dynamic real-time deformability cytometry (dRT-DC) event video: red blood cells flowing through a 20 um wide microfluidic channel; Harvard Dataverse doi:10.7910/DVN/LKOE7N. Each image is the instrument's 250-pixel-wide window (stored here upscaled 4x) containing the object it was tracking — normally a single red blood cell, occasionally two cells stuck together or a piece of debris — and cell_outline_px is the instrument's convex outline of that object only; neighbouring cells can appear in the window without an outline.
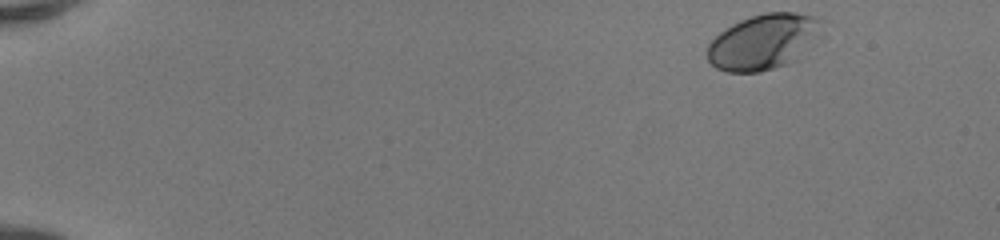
{"species": "human", "species_latin": "Homo sapiens", "temperature_condition": "room temperature", "stored_images_in_passage": 46, "camera_frame_rate_fps": 3000, "um_per_image_px": 0.085, "donor": {"sex": "female"}, "frame": {"image": 1, "passage_image": 1, "time_ms": 0.0, "image_size_px": [1000, 240], "cell_outline_px": [[828, 36], [824, 40], [784, 64], [760, 72], [728, 72], [716, 68], [708, 60], [708, 44], [720, 32], [732, 24], [740, 20], [764, 12], [796, 12], [812, 16], [820, 20], [824, 24]], "centroid_in_image_um": [65.02, 3.52], "position_along_channel_um": 20.0, "area_um2": 37.63}}
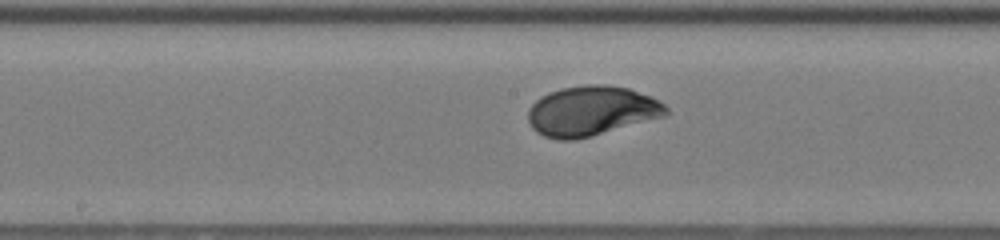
{"frame": {"image": 2, "passage_image": 24, "time_ms": 7.667, "image_size_px": [1000, 240], "cell_outline_px": [[668, 112], [664, 116], [592, 136], [576, 140], [556, 140], [544, 136], [536, 132], [532, 128], [528, 120], [528, 108], [540, 96], [548, 92], [560, 88], [584, 84], [604, 84], [628, 88], [648, 96], [664, 104], [668, 108]], "centroid_in_image_um": [50.21, 9.43], "position_along_channel_um": 198.0, "area_um2": 40.11}}
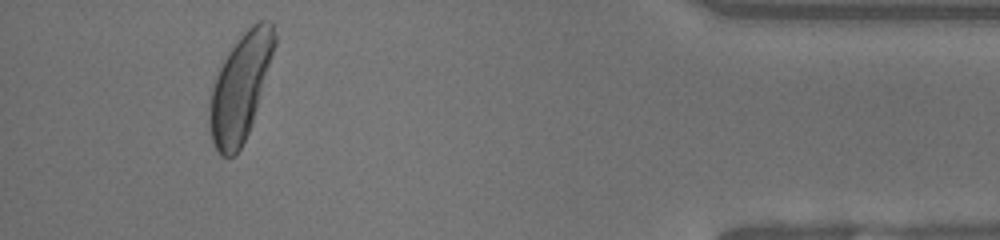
{"frame": {"image": 3, "passage_image": 43, "time_ms": 14.0, "image_size_px": [1000, 240], "cell_outline_px": [[276, 44], [252, 124], [240, 148], [232, 156], [220, 156], [212, 144], [208, 124], [208, 108], [212, 84], [228, 52], [240, 36], [256, 20], [264, 20], [272, 24], [276, 36]], "centroid_in_image_um": [20.4, 7.44], "position_along_channel_um": 414.8, "area_um2": 40.23}, "authors_computed_cell_mechanics": {"area_um2": 38.4081, "velocity_mm_per_s": 4.1581, "shape_relaxation_time_tau1_ms": 2.2313, "shape_relaxation_time_tau2_ms": null, "deformation_change_tau1": 0.1492, "deformation_change_tau2": null}}